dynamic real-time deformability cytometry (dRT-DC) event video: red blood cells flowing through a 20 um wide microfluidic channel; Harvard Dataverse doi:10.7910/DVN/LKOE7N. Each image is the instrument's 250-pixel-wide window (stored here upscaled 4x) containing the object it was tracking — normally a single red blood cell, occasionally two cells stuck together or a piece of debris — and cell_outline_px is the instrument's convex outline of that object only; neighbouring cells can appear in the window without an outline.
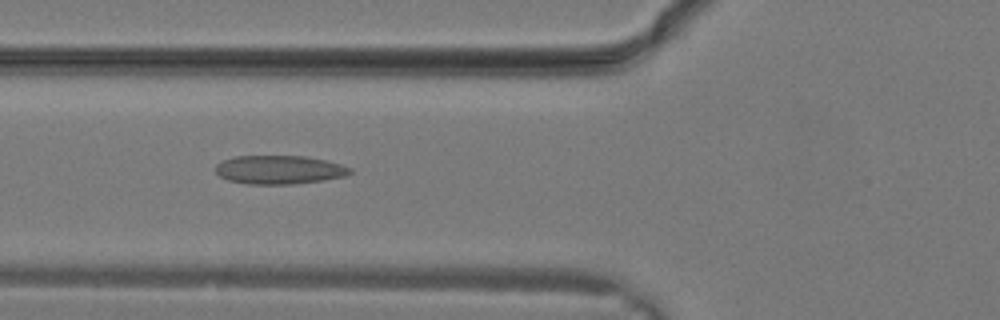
{"species": "common noctule bat (a hibernating species)", "species_latin": "Nyctalus noctula", "temperature_condition": "warm", "stored_images_in_passage": 17, "camera_frame_rate_fps": 3000, "um_per_image_px": 0.085, "animal": {"sex": "male", "body_mass_g": 19.2, "forearm_length_mm": 51.8}, "frame": {"image": 1, "passage_image": 10, "time_ms": 3.0, "image_size_px": [1000, 320], "cell_outline_px": [[352, 172], [344, 176], [324, 180], [292, 184], [248, 184], [228, 180], [220, 176], [216, 172], [216, 164], [224, 160], [236, 156], [304, 156], [324, 160], [340, 164], [352, 168]], "centroid_in_image_um": [23.74, 14.43], "position_along_channel_um": 102.1, "area_um2": 22.31}}
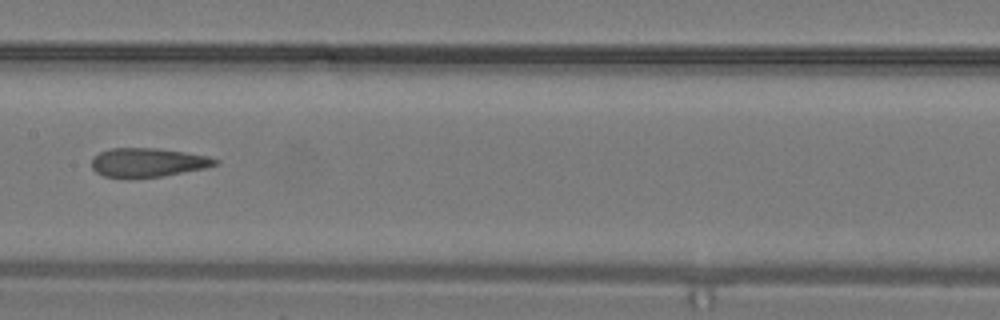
{"frame": {"image": 2, "passage_image": 14, "time_ms": 4.333, "image_size_px": [1000, 320], "cell_outline_px": [[220, 164], [204, 168], [164, 176], [104, 176], [96, 172], [92, 168], [92, 160], [100, 152], [112, 148], [160, 148], [208, 156], [220, 160]], "centroid_in_image_um": [12.63, 13.78], "position_along_channel_um": 194.8, "area_um2": 20.4}}
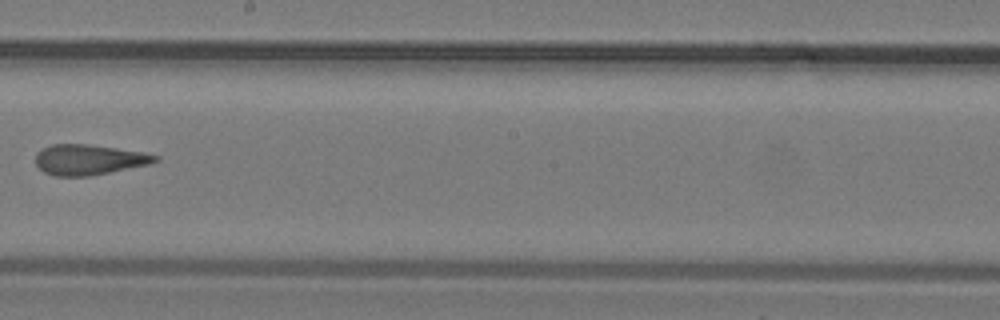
{"frame": {"image": 3, "passage_image": 16, "time_ms": 5.0, "image_size_px": [1000, 320], "cell_outline_px": [[160, 160], [148, 164], [88, 176], [56, 176], [44, 172], [36, 164], [36, 152], [52, 144], [88, 144], [148, 152], [160, 156]], "centroid_in_image_um": [7.59, 13.55], "position_along_channel_um": 240.6, "area_um2": 21.15}}